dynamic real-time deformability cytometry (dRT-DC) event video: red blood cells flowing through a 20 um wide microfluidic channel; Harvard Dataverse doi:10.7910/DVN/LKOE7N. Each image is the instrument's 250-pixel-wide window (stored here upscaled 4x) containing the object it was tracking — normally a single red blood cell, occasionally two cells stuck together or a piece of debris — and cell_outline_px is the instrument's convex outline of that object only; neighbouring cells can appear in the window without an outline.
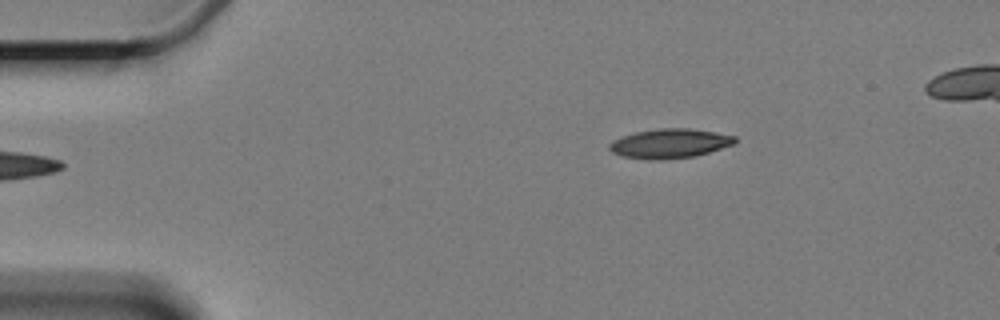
{"species": "Egyptian fruit bat (a non-hibernating species)", "species_latin": "Rousettus aegyptiacus", "temperature_condition": "cold", "stored_images_in_passage": 3, "camera_frame_rate_fps": 3000, "um_per_image_px": 0.085, "animal": {"sex": "female"}, "frame": {"image": 1, "passage_image": 1, "time_ms": 0.0, "image_size_px": [1000, 320], "cell_outline_px": [[736, 144], [696, 156], [660, 160], [648, 160], [620, 156], [612, 152], [608, 148], [608, 144], [612, 140], [620, 136], [636, 132], [660, 128], [688, 128], [716, 132], [736, 136]], "centroid_in_image_um": [56.91, 12.2], "position_along_channel_um": 28.1, "area_um2": 21.85}}